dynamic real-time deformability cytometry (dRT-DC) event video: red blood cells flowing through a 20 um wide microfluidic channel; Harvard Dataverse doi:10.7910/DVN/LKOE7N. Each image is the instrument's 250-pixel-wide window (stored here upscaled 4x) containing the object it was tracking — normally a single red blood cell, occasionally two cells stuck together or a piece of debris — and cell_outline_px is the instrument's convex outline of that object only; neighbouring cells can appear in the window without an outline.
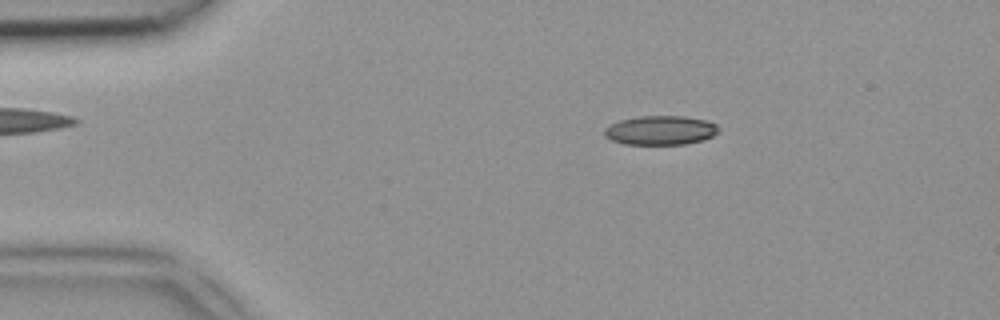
{"species": "common noctule bat (a hibernating species)", "species_latin": "Nyctalus noctula", "temperature_condition": "room temperature", "stored_images_in_passage": 40, "camera_frame_rate_fps": 3000, "um_per_image_px": 0.085, "animal": {"sex": "female", "body_mass_g": 18.4}, "frame": {"image": 1, "passage_image": 2, "time_ms": 0.333, "image_size_px": [1000, 320], "cell_outline_px": [[720, 132], [704, 140], [684, 144], [624, 144], [612, 140], [604, 136], [604, 128], [620, 120], [640, 116], [684, 116], [708, 120], [716, 124], [720, 128]], "centroid_in_image_um": [56.18, 11.07], "position_along_channel_um": 28.8, "area_um2": 19.54}}
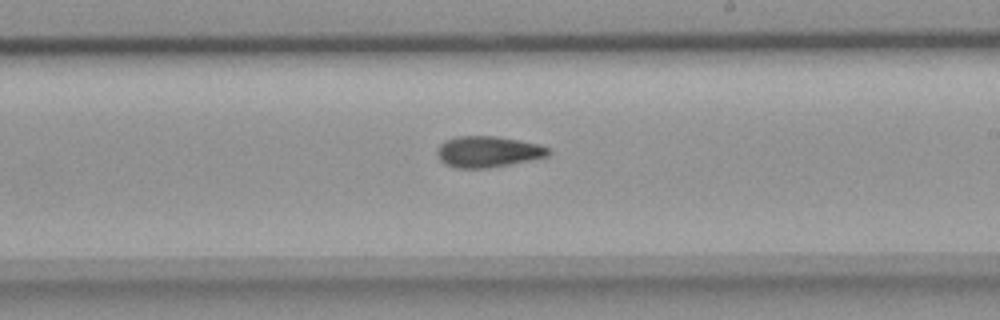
{"frame": {"image": 2, "passage_image": 21, "time_ms": 6.667, "image_size_px": [1000, 320], "cell_outline_px": [[552, 152], [548, 156], [512, 164], [488, 168], [456, 168], [444, 164], [440, 160], [436, 152], [440, 144], [444, 140], [456, 136], [496, 136], [540, 144], [548, 148]], "centroid_in_image_um": [41.46, 12.89], "position_along_channel_um": 247.5, "area_um2": 20.35}}
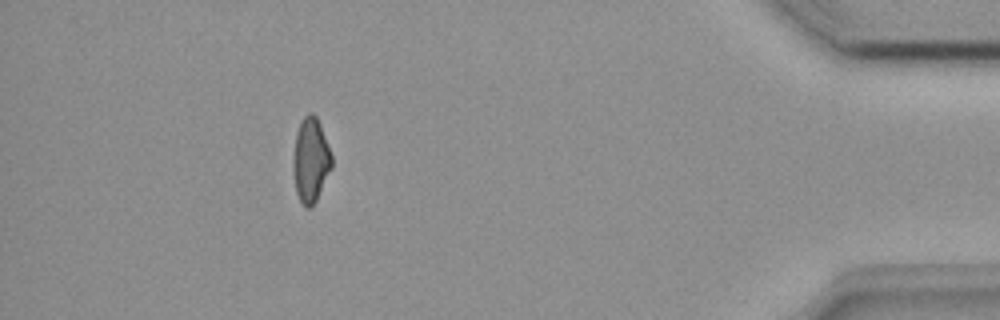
{"frame": {"image": 3, "passage_image": 36, "time_ms": 11.667, "image_size_px": [1000, 320], "cell_outline_px": [[332, 168], [312, 208], [308, 208], [300, 200], [296, 192], [292, 172], [292, 160], [296, 132], [304, 116], [308, 112], [312, 112], [316, 116], [320, 124], [332, 156]], "centroid_in_image_um": [26.39, 13.61], "position_along_channel_um": 408.8, "area_um2": 19.07}}